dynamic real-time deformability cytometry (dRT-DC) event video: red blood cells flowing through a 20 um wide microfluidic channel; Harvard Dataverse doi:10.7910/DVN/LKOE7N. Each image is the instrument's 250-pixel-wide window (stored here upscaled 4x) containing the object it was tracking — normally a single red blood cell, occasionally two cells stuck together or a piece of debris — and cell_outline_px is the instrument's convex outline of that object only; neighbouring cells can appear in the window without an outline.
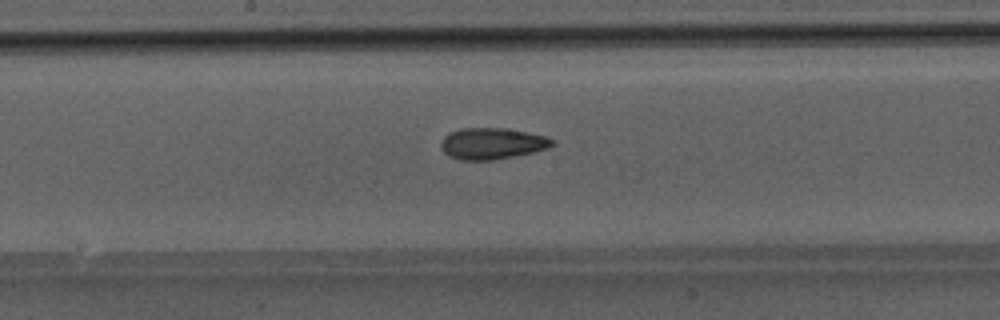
{"species": "Egyptian fruit bat (a non-hibernating species)", "species_latin": "Rousettus aegyptiacus", "temperature_condition": "room temperature", "stored_images_in_passage": 49, "camera_frame_rate_fps": 3000, "um_per_image_px": 0.085, "animal": {"sex": "male"}, "frame": {"image": 1, "passage_image": 26, "time_ms": 8.333, "image_size_px": [1000, 320], "cell_outline_px": [[556, 144], [548, 148], [532, 152], [492, 160], [460, 160], [444, 152], [440, 148], [440, 144], [444, 136], [448, 132], [460, 128], [504, 128], [528, 132], [548, 136], [556, 140]], "centroid_in_image_um": [41.85, 12.18], "position_along_channel_um": 206.4, "area_um2": 20.46}}
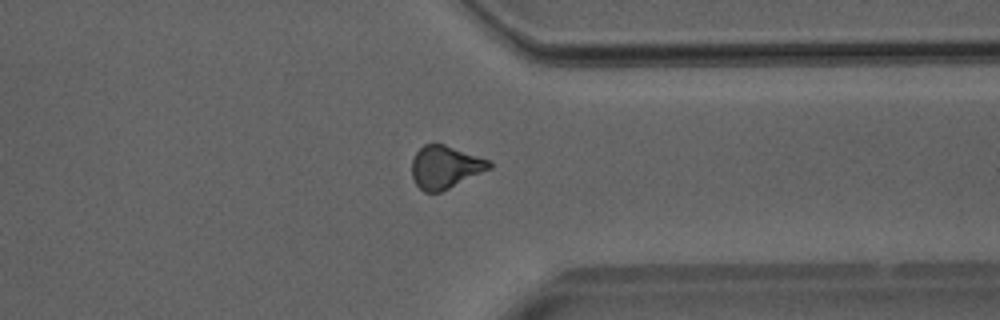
{"frame": {"image": 2, "passage_image": 38, "time_ms": 12.333, "image_size_px": [1000, 320], "cell_outline_px": [[492, 168], [440, 192], [424, 192], [416, 184], [412, 176], [412, 160], [416, 152], [424, 144], [444, 144], [488, 160], [492, 164]], "centroid_in_image_um": [37.82, 14.2], "position_along_channel_um": 373.6, "area_um2": 19.02}}
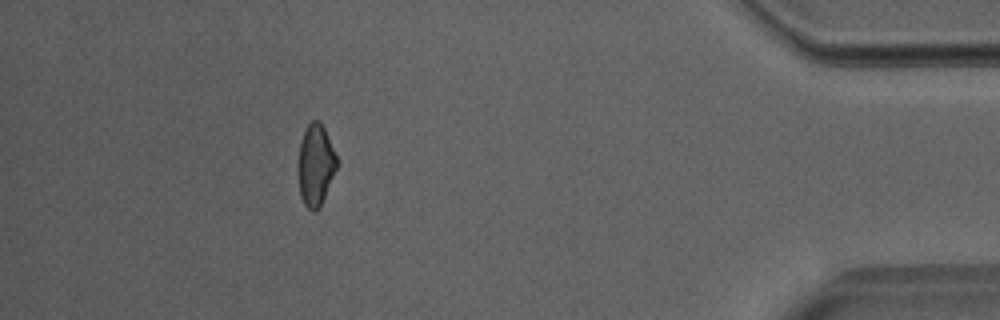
{"frame": {"image": 3, "passage_image": 44, "time_ms": 14.333, "image_size_px": [1000, 320], "cell_outline_px": [[340, 164], [320, 208], [316, 212], [312, 212], [304, 204], [300, 196], [296, 172], [296, 168], [300, 140], [308, 124], [312, 120], [320, 120], [324, 128]], "centroid_in_image_um": [26.82, 14.07], "position_along_channel_um": 408.4, "area_um2": 19.19}}